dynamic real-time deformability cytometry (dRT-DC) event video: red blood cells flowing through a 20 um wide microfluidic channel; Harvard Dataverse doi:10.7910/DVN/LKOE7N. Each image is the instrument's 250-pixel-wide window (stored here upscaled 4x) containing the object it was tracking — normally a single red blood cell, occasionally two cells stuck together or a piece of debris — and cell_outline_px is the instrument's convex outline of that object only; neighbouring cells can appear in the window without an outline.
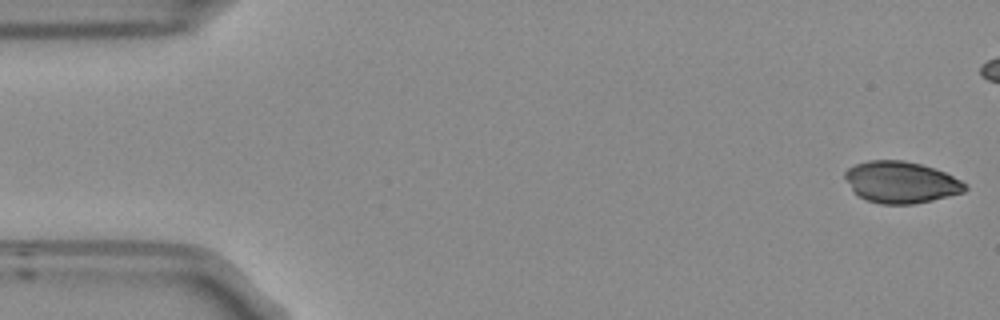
{"species": "Egyptian fruit bat (a non-hibernating species)", "species_latin": "Rousettus aegyptiacus", "temperature_condition": "room temperature", "stored_images_in_passage": 43, "camera_frame_rate_fps": 3000, "um_per_image_px": 0.085, "frame": {"image": 1, "passage_image": 1, "time_ms": 0.0, "image_size_px": [1000, 320], "cell_outline_px": [[968, 188], [964, 192], [932, 200], [912, 204], [880, 204], [868, 200], [860, 196], [852, 188], [844, 176], [844, 172], [848, 168], [856, 164], [868, 160], [904, 160], [920, 164], [944, 172], [960, 180]], "centroid_in_image_um": [76.58, 15.48], "position_along_channel_um": 8.4, "area_um2": 28.73}}
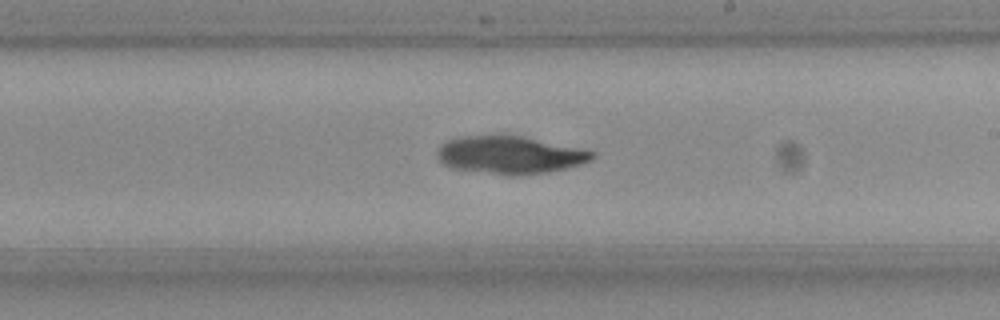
{"frame": {"image": 2, "passage_image": 30, "time_ms": 9.667, "image_size_px": [1000, 320], "cell_outline_px": [[596, 156], [588, 160], [564, 168], [548, 172], [512, 176], [508, 176], [452, 168], [444, 164], [440, 160], [436, 152], [440, 144], [448, 140], [460, 136], [504, 132], [596, 152]], "centroid_in_image_um": [43.25, 13.13], "position_along_channel_um": 245.8, "area_um2": 34.51}}
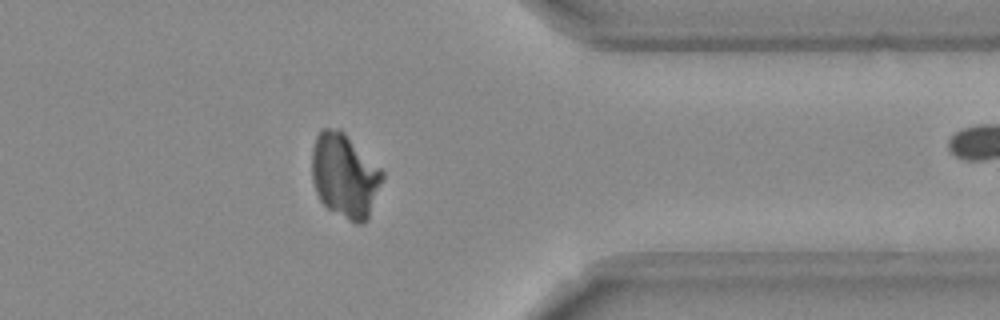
{"frame": {"image": 3, "passage_image": 42, "time_ms": 13.667, "image_size_px": [1000, 320], "cell_outline_px": [[384, 176], [368, 220], [364, 224], [356, 224], [348, 220], [328, 208], [320, 200], [316, 192], [312, 180], [312, 148], [316, 136], [320, 128], [340, 128], [384, 172]], "centroid_in_image_um": [29.29, 14.93], "position_along_channel_um": 382.1, "area_um2": 34.74}}